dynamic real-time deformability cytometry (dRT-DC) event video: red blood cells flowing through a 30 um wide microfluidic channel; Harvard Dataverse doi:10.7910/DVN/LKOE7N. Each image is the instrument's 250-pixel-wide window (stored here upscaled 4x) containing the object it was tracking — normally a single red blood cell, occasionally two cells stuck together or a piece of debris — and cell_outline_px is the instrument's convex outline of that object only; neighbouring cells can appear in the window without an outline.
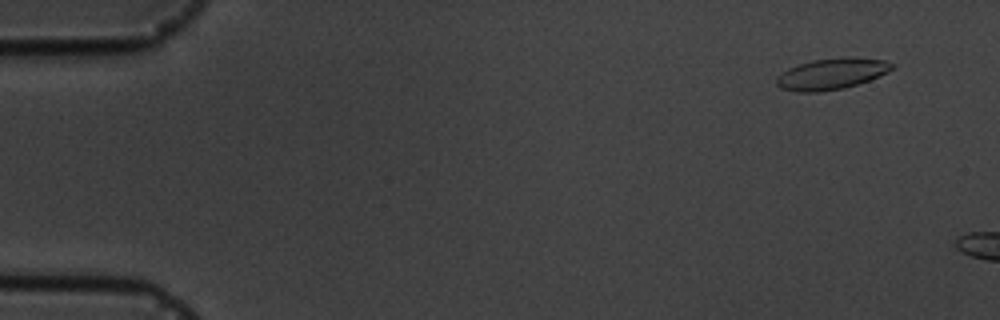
{"species": "common noctule bat (a hibernating species)", "species_latin": "Nyctalus noctula", "temperature_condition": "cold", "stored_images_in_passage": 3, "camera_frame_rate_fps": 3000, "um_per_image_px": 0.085, "animal": {"sex": "male", "body_mass_g": 19.5, "forearm_length_mm": 54.6}, "frame": {"image": 1, "passage_image": 1, "time_ms": 0.0, "image_size_px": [1000, 320], "cell_outline_px": [[892, 68], [888, 72], [868, 80], [844, 88], [820, 92], [796, 92], [780, 88], [776, 84], [776, 76], [788, 68], [812, 60], [848, 56], [884, 60], [892, 64]], "centroid_in_image_um": [70.63, 6.28], "position_along_channel_um": 14.4, "area_um2": 20.92}}